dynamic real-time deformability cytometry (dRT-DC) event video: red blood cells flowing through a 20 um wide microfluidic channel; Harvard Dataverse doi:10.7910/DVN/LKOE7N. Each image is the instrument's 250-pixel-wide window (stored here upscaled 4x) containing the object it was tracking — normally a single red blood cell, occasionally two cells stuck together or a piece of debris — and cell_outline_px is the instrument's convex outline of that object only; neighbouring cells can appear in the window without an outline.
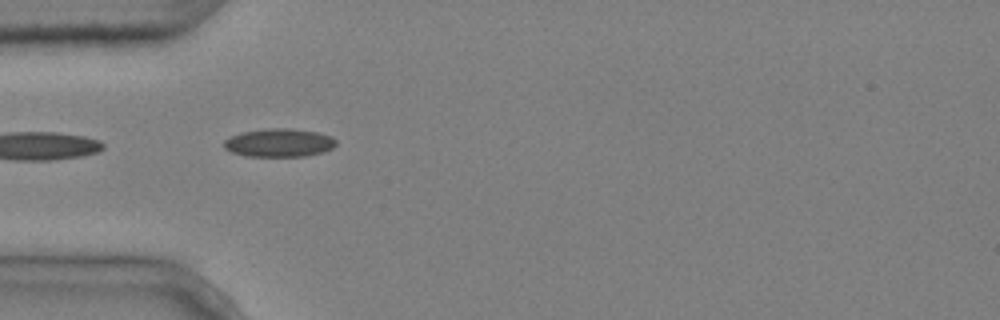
{"species": "common noctule bat (a hibernating species)", "species_latin": "Nyctalus noctula", "temperature_condition": "cold", "stored_images_in_passage": 6, "camera_frame_rate_fps": 3000, "um_per_image_px": 0.085, "animal": {"sex": "male", "body_mass_g": 20.4}, "frame": {"image": 1, "passage_image": 1, "time_ms": 0.0, "image_size_px": [1000, 320], "cell_outline_px": [[336, 144], [332, 148], [324, 152], [304, 156], [244, 156], [232, 152], [224, 148], [224, 140], [228, 136], [240, 132], [268, 128], [288, 128], [316, 132], [332, 136], [336, 140]], "centroid_in_image_um": [23.7, 12.13], "position_along_channel_um": 61.3, "area_um2": 18.61}}
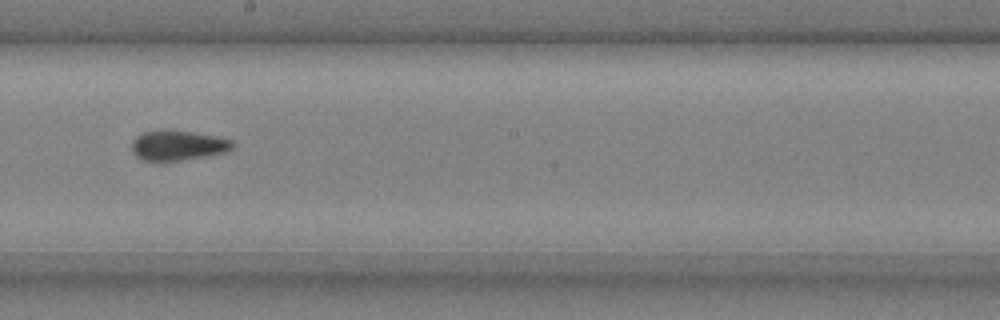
{"frame": {"image": 2, "passage_image": 5, "time_ms": 1.333, "image_size_px": [1000, 320], "cell_outline_px": [[236, 144], [232, 148], [224, 152], [204, 156], [180, 160], [144, 160], [136, 156], [132, 152], [132, 140], [136, 136], [144, 132], [160, 128], [168, 128], [216, 136], [232, 140]], "centroid_in_image_um": [15.09, 12.31], "position_along_channel_um": 233.1, "area_um2": 17.74}}
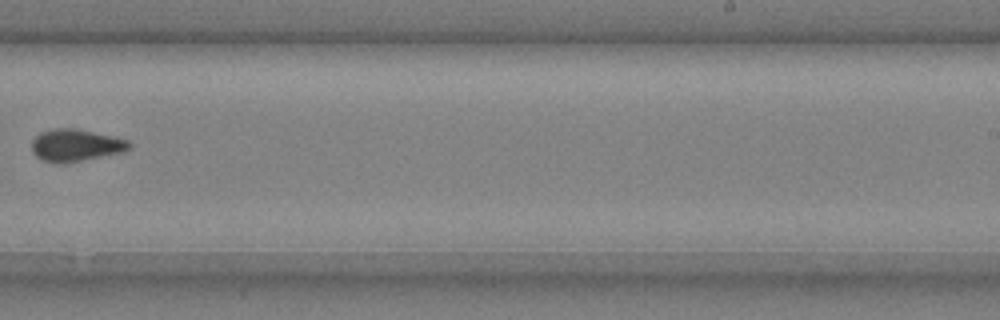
{"frame": {"image": 3, "passage_image": 6, "time_ms": 1.667, "image_size_px": [1000, 320], "cell_outline_px": [[132, 148], [124, 152], [64, 164], [60, 164], [44, 160], [36, 156], [32, 152], [32, 140], [40, 132], [56, 128], [76, 128], [112, 136], [128, 140], [132, 144]], "centroid_in_image_um": [6.46, 12.35], "position_along_channel_um": 282.5, "area_um2": 18.44}}